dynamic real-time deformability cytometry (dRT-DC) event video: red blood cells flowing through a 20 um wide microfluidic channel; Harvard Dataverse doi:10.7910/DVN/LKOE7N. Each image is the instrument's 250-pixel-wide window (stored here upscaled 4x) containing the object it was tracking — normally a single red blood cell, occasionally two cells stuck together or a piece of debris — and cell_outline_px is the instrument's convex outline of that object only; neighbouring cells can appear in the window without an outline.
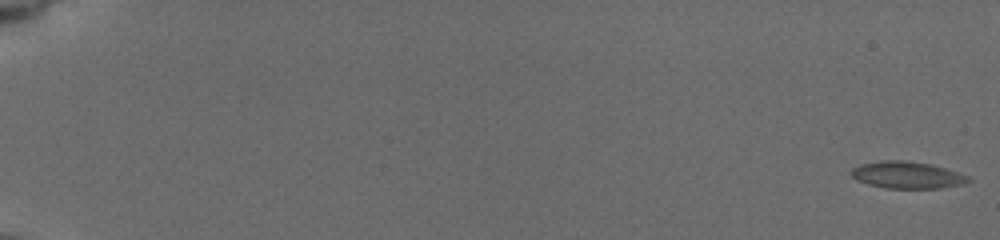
{"species": "common noctule bat (a hibernating species)", "species_latin": "Nyctalus noctula", "temperature_condition": "cold", "stored_images_in_passage": 57, "camera_frame_rate_fps": 3000, "um_per_image_px": 0.085, "animal": {"sex": "female", "body_mass_g": 19.5, "forearm_length_mm": 54.1}, "frame": {"image": 1, "passage_image": 1, "time_ms": 0.0, "image_size_px": [1000, 240], "cell_outline_px": [[972, 180], [960, 184], [940, 188], [884, 188], [868, 184], [856, 180], [852, 176], [852, 168], [860, 164], [884, 160], [900, 160], [928, 164], [944, 168], [968, 176]], "centroid_in_image_um": [77.06, 14.88], "position_along_channel_um": 7.9, "area_um2": 18.03}}
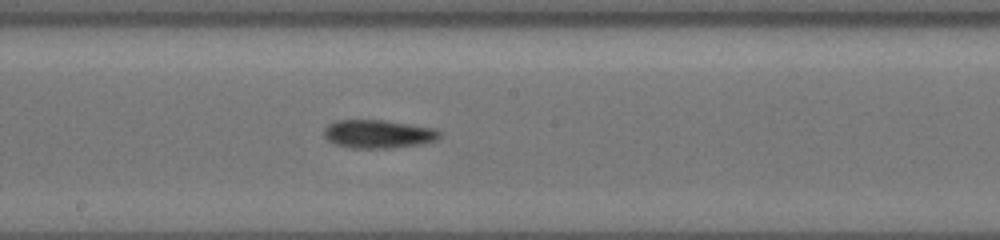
{"frame": {"image": 2, "passage_image": 34, "time_ms": 11.0, "image_size_px": [1000, 240], "cell_outline_px": [[444, 132], [436, 140], [424, 144], [392, 148], [348, 148], [336, 144], [328, 140], [324, 136], [324, 128], [328, 124], [336, 120], [384, 120], [436, 128]], "centroid_in_image_um": [32.19, 11.39], "position_along_channel_um": 216.0, "area_um2": 19.42}}
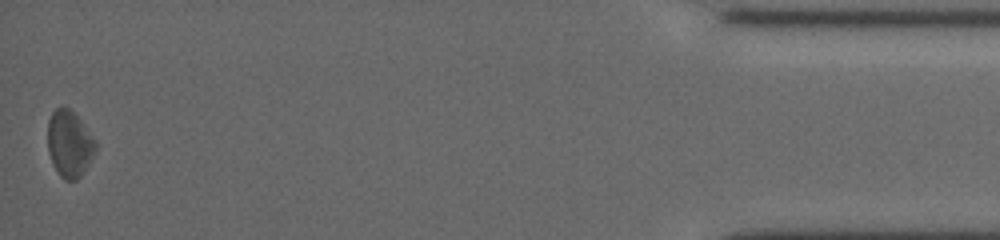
{"frame": {"image": 3, "passage_image": 57, "time_ms": 18.667, "image_size_px": [1000, 240], "cell_outline_px": [[96, 148], [88, 164], [80, 176], [76, 180], [64, 180], [60, 176], [48, 152], [48, 120], [52, 112], [56, 108], [68, 108], [80, 120], [96, 144]], "centroid_in_image_um": [5.87, 12.23], "position_along_channel_um": 429.3, "area_um2": 17.92}, "authors_computed_cell_mechanics": {"area_um2": 18.1492, "velocity_mm_per_s": 3.7514, "shape_relaxation_time_tau1_ms": 2.3107, "shape_relaxation_time_tau2_ms": null, "deformation_change_tau1": 0.0762, "deformation_change_tau2": null}}